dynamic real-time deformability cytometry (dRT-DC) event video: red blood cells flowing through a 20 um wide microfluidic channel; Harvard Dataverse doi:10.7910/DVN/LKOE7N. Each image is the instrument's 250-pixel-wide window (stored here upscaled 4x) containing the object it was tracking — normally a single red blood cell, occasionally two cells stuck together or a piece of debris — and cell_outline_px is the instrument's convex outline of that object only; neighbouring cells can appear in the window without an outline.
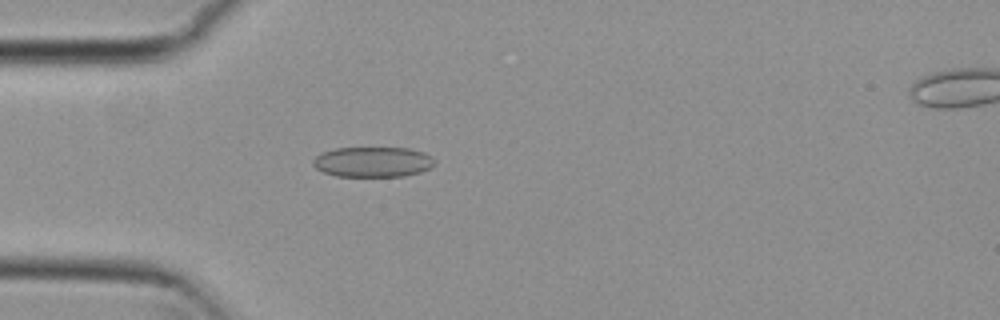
{"species": "common noctule bat (a hibernating species)", "species_latin": "Nyctalus noctula", "temperature_condition": "cold", "stored_images_in_passage": 45, "camera_frame_rate_fps": 3000, "um_per_image_px": 0.085, "animal": {"sex": "female", "body_mass_g": 29.2, "forearm_length_mm": 56.3}, "frame": {"image": 1, "passage_image": 6, "time_ms": 1.667, "image_size_px": [1000, 320], "cell_outline_px": [[436, 164], [420, 172], [404, 176], [336, 176], [324, 172], [316, 168], [312, 164], [312, 160], [320, 152], [336, 148], [408, 148], [424, 152], [432, 156], [436, 160]], "centroid_in_image_um": [31.69, 13.76], "position_along_channel_um": 53.3, "area_um2": 21.56}}
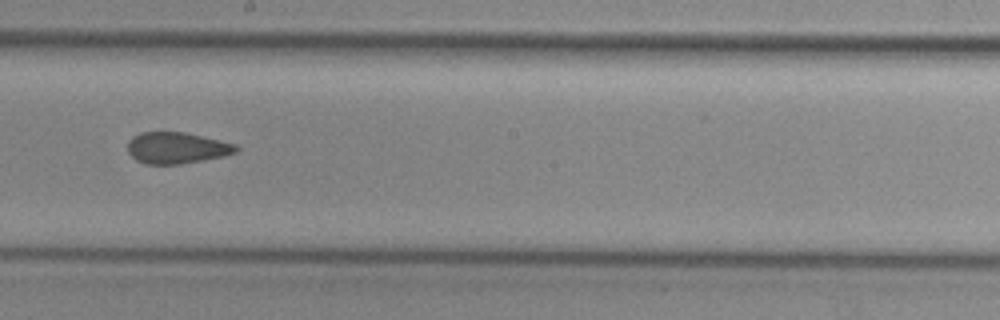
{"frame": {"image": 2, "passage_image": 21, "time_ms": 6.667, "image_size_px": [1000, 320], "cell_outline_px": [[240, 148], [236, 152], [224, 156], [180, 164], [144, 164], [136, 160], [128, 152], [128, 140], [132, 136], [140, 132], [184, 132], [236, 144]], "centroid_in_image_um": [15.0, 12.57], "position_along_channel_um": 233.2, "area_um2": 19.83}}
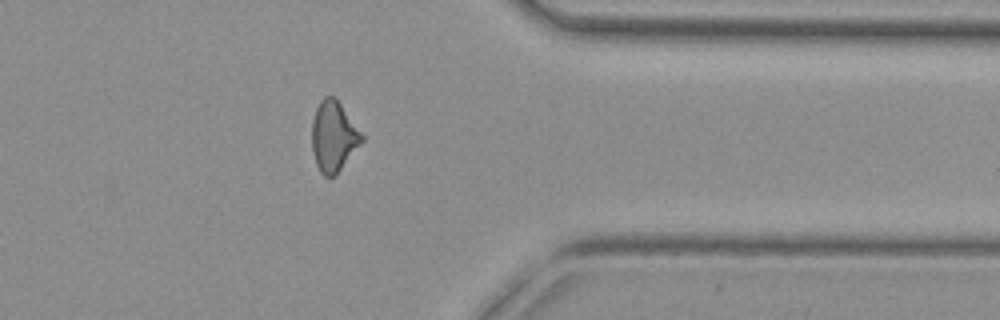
{"frame": {"image": 3, "passage_image": 34, "time_ms": 11.0, "image_size_px": [1000, 320], "cell_outline_px": [[364, 140], [340, 168], [332, 176], [324, 176], [320, 172], [316, 164], [312, 152], [312, 120], [316, 108], [320, 100], [324, 96], [332, 96], [340, 104], [364, 136]], "centroid_in_image_um": [28.32, 11.58], "position_along_channel_um": 383.1, "area_um2": 20.0}, "authors_computed_cell_mechanics": {"area_um2": 20.519, "velocity_mm_per_s": 3.7522, "shape_relaxation_time_tau1_ms": null, "shape_relaxation_time_tau2_ms": 2.2254, "deformation_change_tau1": null, "deformation_change_tau2": 0.0724}}